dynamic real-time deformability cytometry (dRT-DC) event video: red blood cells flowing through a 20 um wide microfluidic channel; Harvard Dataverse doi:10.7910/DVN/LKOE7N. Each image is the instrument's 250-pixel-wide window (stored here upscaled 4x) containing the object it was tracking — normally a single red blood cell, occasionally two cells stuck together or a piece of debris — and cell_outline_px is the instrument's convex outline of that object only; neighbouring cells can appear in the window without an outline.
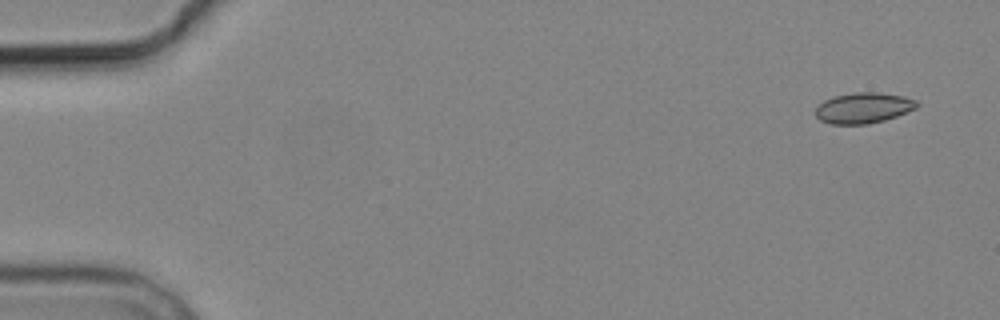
{"species": "common noctule bat (a hibernating species)", "species_latin": "Nyctalus noctula", "temperature_condition": "cold", "stored_images_in_passage": 4, "camera_frame_rate_fps": 3000, "um_per_image_px": 0.085, "animal": {"sex": "male", "body_mass_g": 19.2, "forearm_length_mm": 51.8}, "frame": {"image": 1, "passage_image": 1, "time_ms": 0.0, "image_size_px": [1000, 320], "cell_outline_px": [[920, 104], [916, 108], [896, 116], [884, 120], [868, 124], [832, 124], [820, 120], [816, 116], [816, 108], [824, 100], [836, 96], [852, 92], [880, 92], [904, 96], [916, 100]], "centroid_in_image_um": [73.41, 9.16], "position_along_channel_um": 11.6, "area_um2": 18.09}}
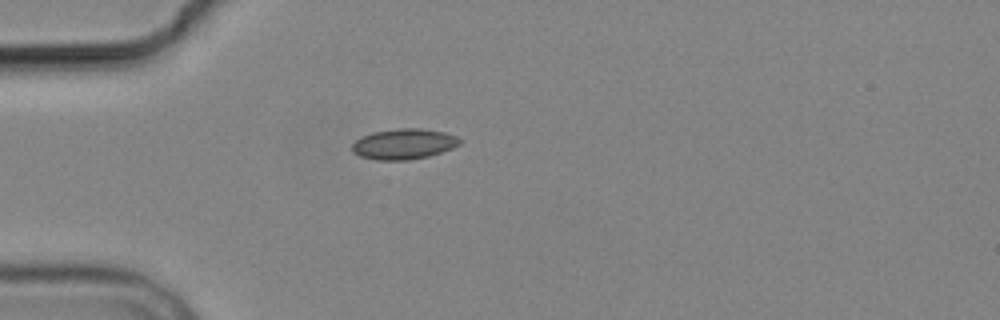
{"frame": {"image": 2, "passage_image": 4, "time_ms": 4.333, "image_size_px": [1000, 320], "cell_outline_px": [[460, 144], [452, 148], [428, 156], [408, 160], [376, 160], [360, 156], [352, 152], [352, 144], [356, 140], [372, 132], [396, 128], [420, 128], [444, 132], [456, 136], [460, 140]], "centroid_in_image_um": [34.3, 12.24], "position_along_channel_um": 50.7, "area_um2": 19.07}}